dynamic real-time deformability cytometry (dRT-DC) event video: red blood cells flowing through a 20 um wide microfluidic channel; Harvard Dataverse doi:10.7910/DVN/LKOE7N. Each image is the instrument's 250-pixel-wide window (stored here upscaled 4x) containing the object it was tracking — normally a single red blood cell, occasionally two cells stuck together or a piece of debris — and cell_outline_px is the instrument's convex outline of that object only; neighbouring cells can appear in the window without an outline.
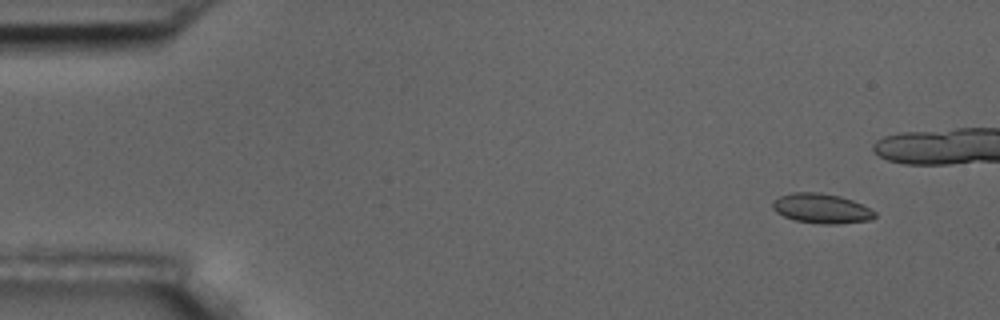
{"species": "common noctule bat (a hibernating species)", "species_latin": "Nyctalus noctula", "temperature_condition": "room temperature", "stored_images_in_passage": 7, "camera_frame_rate_fps": 3000, "um_per_image_px": 0.085, "animal": {"sex": "male", "body_mass_g": 17.5, "forearm_length_mm": 52.3}, "frame": {"image": 1, "passage_image": 1, "time_ms": 0.0, "image_size_px": [1000, 320], "cell_outline_px": [[876, 216], [872, 220], [840, 224], [820, 224], [796, 220], [784, 216], [776, 212], [772, 208], [772, 200], [780, 196], [792, 192], [820, 192], [840, 196], [852, 200], [876, 212]], "centroid_in_image_um": [69.81, 17.72], "position_along_channel_um": 15.2, "area_um2": 17.8}}